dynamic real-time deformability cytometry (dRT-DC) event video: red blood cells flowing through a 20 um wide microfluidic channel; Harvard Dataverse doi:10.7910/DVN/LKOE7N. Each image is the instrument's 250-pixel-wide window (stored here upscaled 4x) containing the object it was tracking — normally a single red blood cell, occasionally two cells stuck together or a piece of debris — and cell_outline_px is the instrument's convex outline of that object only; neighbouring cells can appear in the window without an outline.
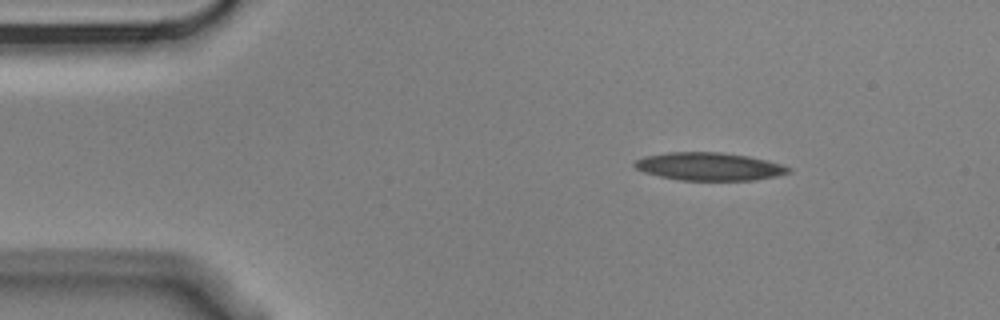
{"species": "Egyptian fruit bat (a non-hibernating species)", "species_latin": "Rousettus aegyptiacus", "temperature_condition": "cold", "stored_images_in_passage": 4, "camera_frame_rate_fps": 3000, "um_per_image_px": 0.085, "animal": {"sex": "male"}, "frame": {"image": 1, "passage_image": 2, "time_ms": 0.333, "image_size_px": [1000, 320], "cell_outline_px": [[792, 172], [776, 176], [756, 180], [676, 180], [644, 172], [636, 168], [632, 164], [636, 160], [644, 156], [668, 152], [720, 152], [748, 156], [780, 164], [792, 168]], "centroid_in_image_um": [60.27, 14.15], "position_along_channel_um": 24.7, "area_um2": 25.03}}